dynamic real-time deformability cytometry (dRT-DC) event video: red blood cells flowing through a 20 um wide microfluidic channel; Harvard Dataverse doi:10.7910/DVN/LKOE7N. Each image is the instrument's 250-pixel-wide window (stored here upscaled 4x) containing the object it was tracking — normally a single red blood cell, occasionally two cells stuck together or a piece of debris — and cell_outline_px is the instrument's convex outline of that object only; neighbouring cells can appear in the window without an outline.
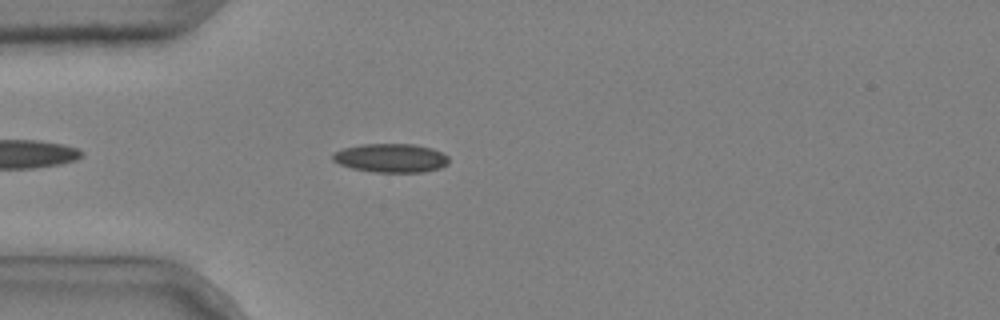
{"species": "common noctule bat (a hibernating species)", "species_latin": "Nyctalus noctula", "temperature_condition": "cold", "stored_images_in_passage": 5, "camera_frame_rate_fps": 3000, "um_per_image_px": 0.085, "animal": {"sex": "male", "body_mass_g": 20.4}, "frame": {"image": 1, "passage_image": 4, "time_ms": 1.0, "image_size_px": [1000, 320], "cell_outline_px": [[448, 164], [440, 168], [424, 172], [376, 172], [352, 168], [340, 164], [332, 160], [332, 152], [344, 148], [360, 144], [416, 144], [432, 148], [444, 152], [448, 156]], "centroid_in_image_um": [33.25, 13.42], "position_along_channel_um": 51.8, "area_um2": 19.65}}